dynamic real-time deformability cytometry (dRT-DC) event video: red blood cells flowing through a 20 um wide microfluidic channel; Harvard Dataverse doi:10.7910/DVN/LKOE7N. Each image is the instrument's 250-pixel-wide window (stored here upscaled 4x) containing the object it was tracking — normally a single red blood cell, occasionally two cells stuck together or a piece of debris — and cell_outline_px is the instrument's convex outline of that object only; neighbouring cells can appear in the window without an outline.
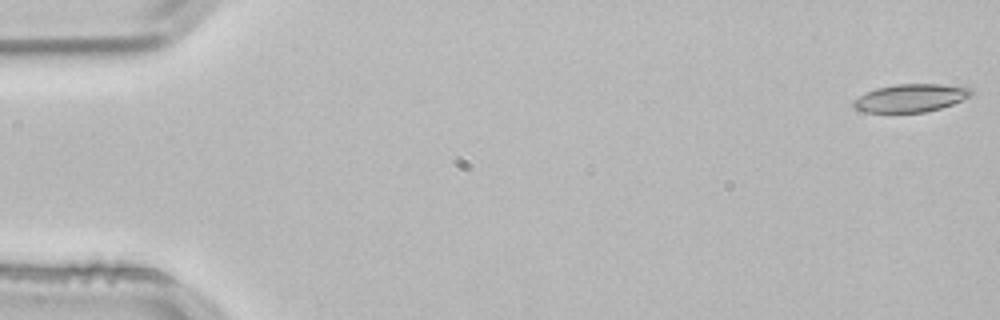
{"species": "common noctule bat (a hibernating species)", "species_latin": "Nyctalus noctula", "temperature_condition": "room temperature", "stored_images_in_passage": 52, "camera_frame_rate_fps": 3000, "um_per_image_px": 0.085, "animal": {"sex": "male", "body_mass_g": 21.5, "forearm_length_mm": 52.0}, "frame": {"image": 1, "passage_image": 1, "time_ms": 0.0, "image_size_px": [1000, 320], "cell_outline_px": [[972, 96], [952, 104], [940, 108], [924, 112], [864, 112], [852, 108], [852, 100], [864, 92], [876, 88], [896, 84], [940, 84], [972, 88]], "centroid_in_image_um": [77.36, 8.33], "position_along_channel_um": 7.6, "area_um2": 19.31}}
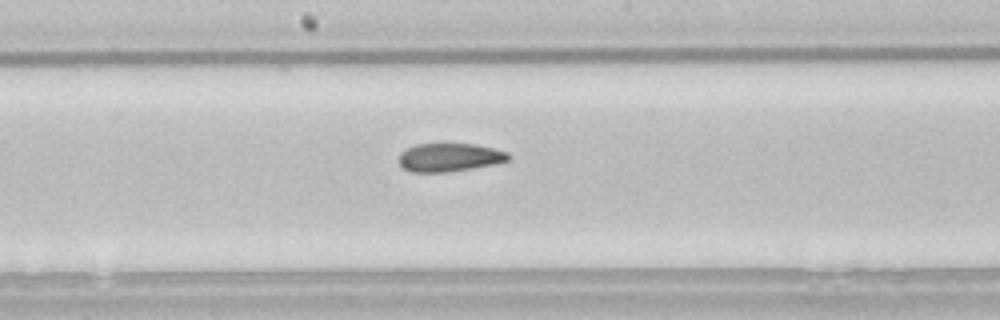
{"frame": {"image": 2, "passage_image": 28, "time_ms": 9.0, "image_size_px": [1000, 320], "cell_outline_px": [[512, 156], [508, 160], [496, 164], [448, 172], [412, 172], [404, 168], [400, 164], [400, 152], [416, 144], [440, 140], [444, 140], [476, 144], [508, 152]], "centroid_in_image_um": [38.22, 13.32], "position_along_channel_um": 210.0, "area_um2": 18.96}}
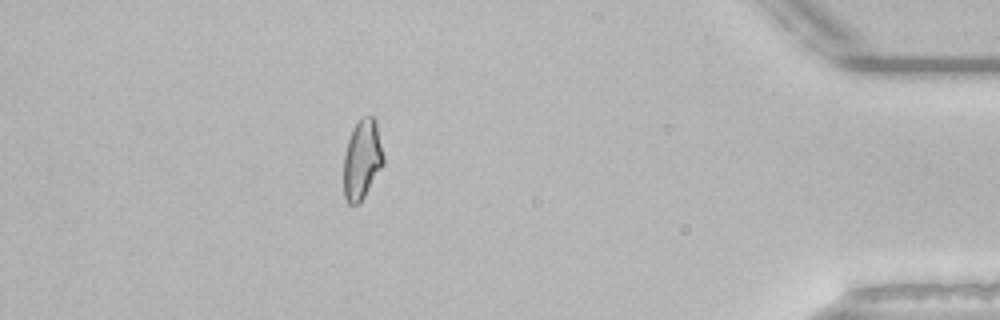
{"frame": {"image": 3, "passage_image": 47, "time_ms": 15.333, "image_size_px": [1000, 320], "cell_outline_px": [[384, 164], [364, 196], [356, 204], [348, 204], [344, 196], [344, 152], [352, 128], [356, 120], [360, 116], [372, 116], [376, 120], [384, 156]], "centroid_in_image_um": [30.78, 13.49], "position_along_channel_um": 404.4, "area_um2": 18.61}, "authors_computed_cell_mechanics": {"area_um2": 18.9006, "velocity_mm_per_s": 3.8365, "shape_relaxation_time_tau1_ms": null, "shape_relaxation_time_tau2_ms": 4.581, "deformation_change_tau1": null, "deformation_change_tau2": 0.115}}